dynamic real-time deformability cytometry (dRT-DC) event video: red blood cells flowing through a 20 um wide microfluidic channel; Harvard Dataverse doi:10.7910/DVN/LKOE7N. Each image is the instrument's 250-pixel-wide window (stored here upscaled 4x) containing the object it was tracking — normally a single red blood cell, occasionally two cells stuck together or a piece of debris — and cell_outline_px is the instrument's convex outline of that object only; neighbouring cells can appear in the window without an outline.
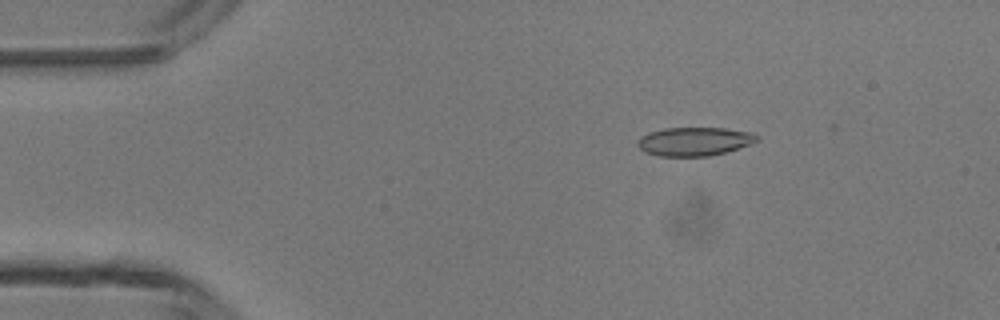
{"species": "common noctule bat (a hibernating species)", "species_latin": "Nyctalus noctula", "temperature_condition": "room temperature", "stored_images_in_passage": 6, "camera_frame_rate_fps": 3000, "um_per_image_px": 0.085, "animal": {"sex": "male", "body_mass_g": 13.3}, "frame": {"image": 1, "passage_image": 3, "time_ms": 2.333, "image_size_px": [1000, 320], "cell_outline_px": [[760, 136], [756, 140], [748, 144], [724, 152], [708, 156], [660, 156], [644, 152], [636, 144], [640, 136], [648, 132], [664, 128], [724, 128], [752, 132]], "centroid_in_image_um": [58.96, 12.01], "position_along_channel_um": 26.0, "area_um2": 19.77}}
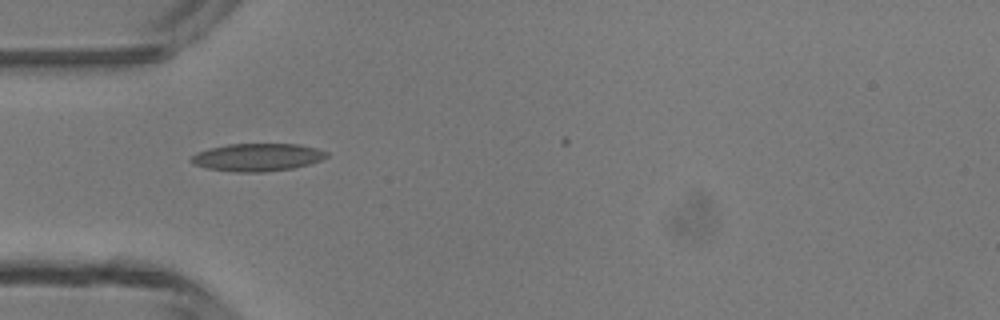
{"frame": {"image": 2, "passage_image": 5, "time_ms": 4.667, "image_size_px": [1000, 320], "cell_outline_px": [[328, 156], [320, 160], [308, 164], [292, 168], [264, 172], [236, 172], [208, 168], [192, 164], [188, 160], [196, 152], [208, 148], [228, 144], [300, 144], [316, 148], [328, 152]], "centroid_in_image_um": [21.84, 13.36], "position_along_channel_um": 63.2, "area_um2": 21.91}}